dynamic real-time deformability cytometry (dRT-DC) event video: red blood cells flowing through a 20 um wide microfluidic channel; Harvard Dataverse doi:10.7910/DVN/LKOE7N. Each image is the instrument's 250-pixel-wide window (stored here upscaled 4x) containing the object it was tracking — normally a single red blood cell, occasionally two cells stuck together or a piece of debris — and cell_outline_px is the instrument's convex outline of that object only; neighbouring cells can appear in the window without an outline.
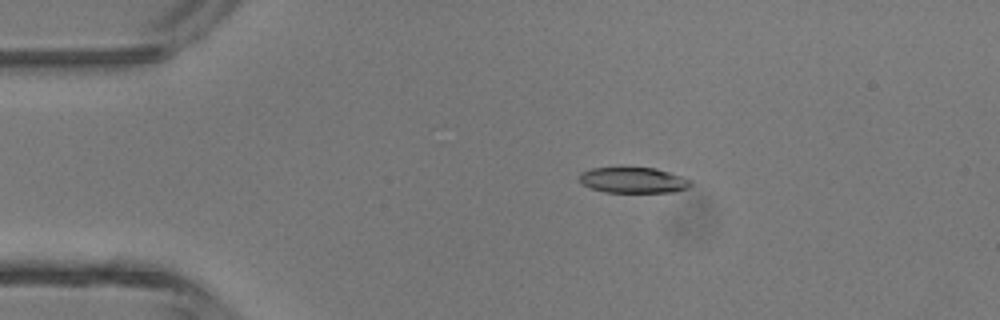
{"species": "common noctule bat (a hibernating species)", "species_latin": "Nyctalus noctula", "temperature_condition": "room temperature", "stored_images_in_passage": 4, "camera_frame_rate_fps": 3000, "um_per_image_px": 0.085, "animal": {"sex": "male", "body_mass_g": 13.3}, "frame": {"image": 1, "passage_image": 3, "time_ms": 0.667, "image_size_px": [1000, 320], "cell_outline_px": [[692, 184], [688, 188], [676, 192], [604, 192], [592, 188], [584, 184], [576, 176], [580, 172], [592, 168], [620, 164], [656, 168], [692, 180]], "centroid_in_image_um": [53.78, 15.26], "position_along_channel_um": 31.2, "area_um2": 17.57}}